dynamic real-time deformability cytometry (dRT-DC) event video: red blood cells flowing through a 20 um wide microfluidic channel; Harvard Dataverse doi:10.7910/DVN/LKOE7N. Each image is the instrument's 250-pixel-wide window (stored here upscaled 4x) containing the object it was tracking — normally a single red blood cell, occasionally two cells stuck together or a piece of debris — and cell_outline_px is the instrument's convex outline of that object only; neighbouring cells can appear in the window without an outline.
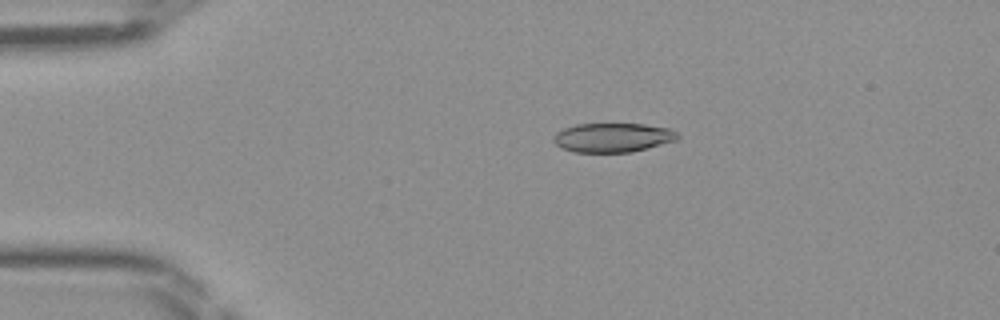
{"species": "Egyptian fruit bat (a non-hibernating species)", "species_latin": "Rousettus aegyptiacus", "temperature_condition": "room temperature", "stored_images_in_passage": 47, "camera_frame_rate_fps": 3000, "um_per_image_px": 0.085, "frame": {"image": 1, "passage_image": 10, "time_ms": 3.0, "image_size_px": [1000, 320], "cell_outline_px": [[680, 136], [676, 140], [648, 148], [632, 152], [576, 152], [560, 148], [552, 140], [552, 136], [556, 132], [564, 128], [576, 124], [644, 124], [668, 128], [676, 132]], "centroid_in_image_um": [52.05, 11.69], "position_along_channel_um": 32.9, "area_um2": 21.15}}
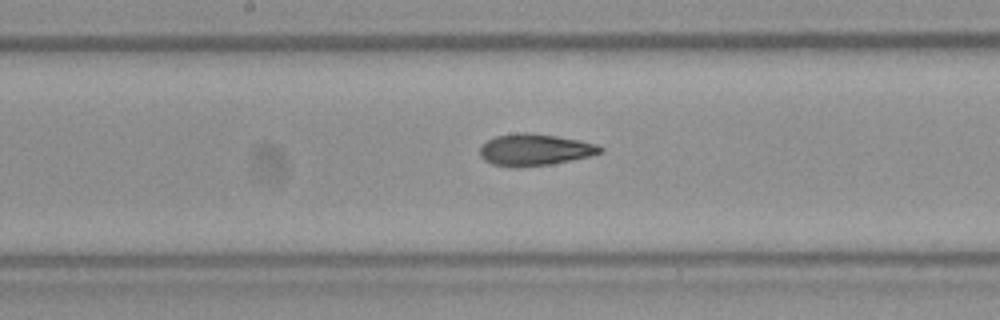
{"frame": {"image": 2, "passage_image": 25, "time_ms": 8.0, "image_size_px": [1000, 320], "cell_outline_px": [[604, 152], [588, 156], [548, 164], [520, 168], [512, 168], [492, 164], [484, 160], [480, 156], [480, 144], [496, 136], [520, 132], [528, 132], [556, 136], [580, 140], [596, 144], [604, 148]], "centroid_in_image_um": [45.41, 12.73], "position_along_channel_um": 202.8, "area_um2": 22.31}}
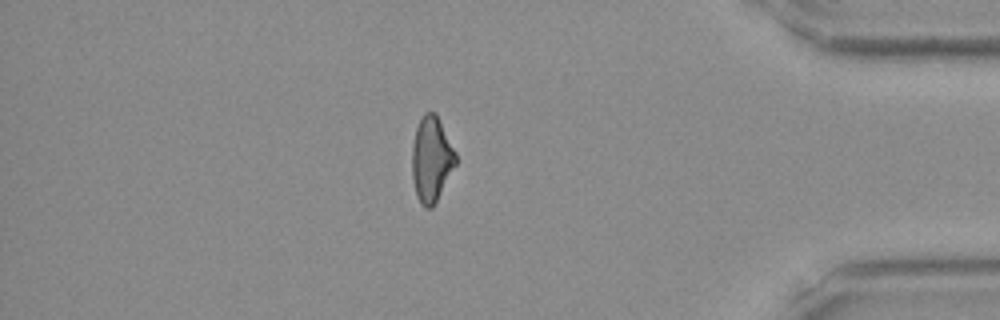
{"frame": {"image": 3, "passage_image": 41, "time_ms": 13.333, "image_size_px": [1000, 320], "cell_outline_px": [[456, 164], [432, 208], [424, 208], [420, 204], [416, 196], [412, 180], [412, 148], [416, 128], [424, 112], [436, 112], [456, 152]], "centroid_in_image_um": [36.66, 13.54], "position_along_channel_um": 398.5, "area_um2": 21.73}}